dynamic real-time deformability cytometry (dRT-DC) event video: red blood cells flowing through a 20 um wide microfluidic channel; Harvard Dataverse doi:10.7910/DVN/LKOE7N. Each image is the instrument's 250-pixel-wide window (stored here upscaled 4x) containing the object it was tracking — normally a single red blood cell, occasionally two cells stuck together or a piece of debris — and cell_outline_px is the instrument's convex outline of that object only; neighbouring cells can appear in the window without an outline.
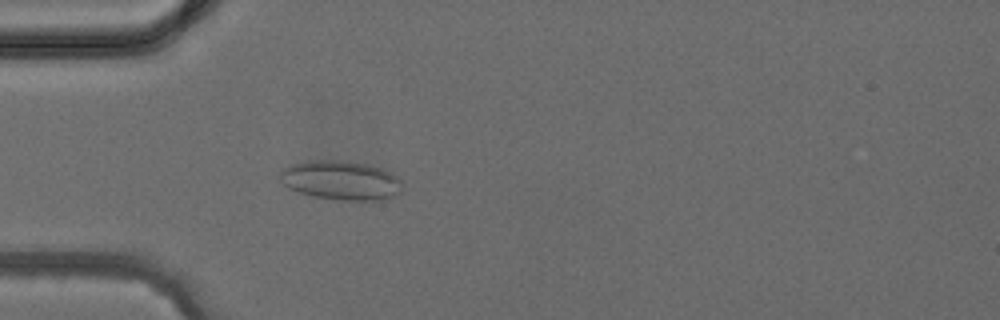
{"species": "common noctule bat (a hibernating species)", "species_latin": "Nyctalus noctula", "temperature_condition": "cold", "stored_images_in_passage": 4, "camera_frame_rate_fps": 3000, "um_per_image_px": 0.085, "animal": {"sex": "female", "body_mass_g": 24.6, "forearm_length_mm": 56.2}, "frame": {"image": 1, "passage_image": 4, "time_ms": 3.333, "image_size_px": [1000, 320], "cell_outline_px": [[400, 192], [396, 196], [388, 200], [344, 200], [316, 196], [300, 192], [288, 188], [280, 180], [280, 172], [284, 168], [292, 164], [312, 160], [344, 160], [384, 168], [392, 172], [400, 180]], "centroid_in_image_um": [29.01, 15.32], "position_along_channel_um": 56.0, "area_um2": 27.92}}